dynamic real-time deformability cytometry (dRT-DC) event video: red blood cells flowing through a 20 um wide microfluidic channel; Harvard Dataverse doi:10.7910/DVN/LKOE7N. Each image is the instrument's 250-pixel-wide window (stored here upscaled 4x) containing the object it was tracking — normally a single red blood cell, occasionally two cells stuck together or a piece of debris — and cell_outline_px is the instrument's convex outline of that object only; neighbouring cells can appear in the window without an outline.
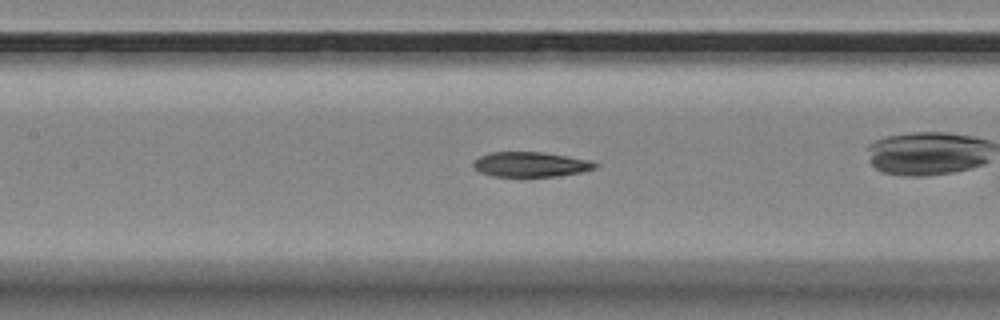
{"species": "Egyptian fruit bat (a non-hibernating species)", "species_latin": "Rousettus aegyptiacus", "temperature_condition": "room temperature", "stored_images_in_passage": 57, "camera_frame_rate_fps": 3000, "um_per_image_px": 0.085, "animal": {"sex": "female"}, "frame": {"image": 1, "passage_image": 25, "time_ms": 8.0, "image_size_px": [1000, 320], "cell_outline_px": [[600, 164], [596, 168], [580, 172], [556, 176], [492, 176], [480, 172], [472, 164], [480, 156], [492, 152], [540, 152], [588, 160]], "centroid_in_image_um": [45.1, 13.97], "position_along_channel_um": 162.3, "area_um2": 17.34}}